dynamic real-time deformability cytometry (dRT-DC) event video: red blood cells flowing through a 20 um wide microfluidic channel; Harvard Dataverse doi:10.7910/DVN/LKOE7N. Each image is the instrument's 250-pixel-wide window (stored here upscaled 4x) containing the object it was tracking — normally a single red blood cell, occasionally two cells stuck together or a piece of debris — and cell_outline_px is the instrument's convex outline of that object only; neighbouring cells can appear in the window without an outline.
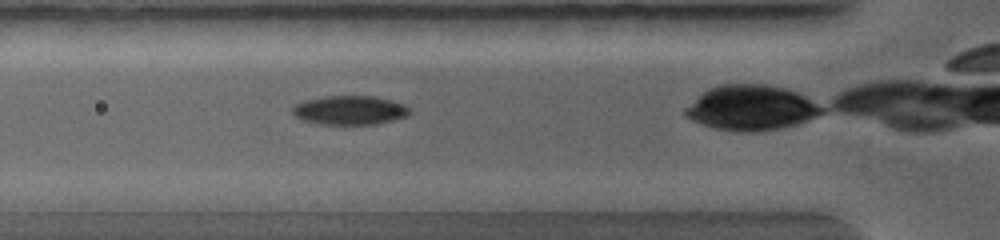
{"species": "common noctule bat (a hibernating species)", "species_latin": "Nyctalus noctula", "temperature_condition": "warm", "stored_images_in_passage": 12, "camera_frame_rate_fps": 5000, "um_per_image_px": 0.085, "animal": {"sex": "female", "body_mass_g": 19.0, "forearm_length_mm": 56.7}, "frame": {"image": 1, "passage_image": 3, "time_ms": 0.8, "image_size_px": [1000, 240], "cell_outline_px": [[408, 112], [404, 116], [372, 124], [328, 124], [304, 120], [296, 116], [292, 112], [292, 108], [296, 104], [304, 100], [324, 96], [376, 96], [392, 100], [404, 104], [408, 108]], "centroid_in_image_um": [29.69, 9.34], "position_along_channel_um": 96.1, "area_um2": 19.31}}
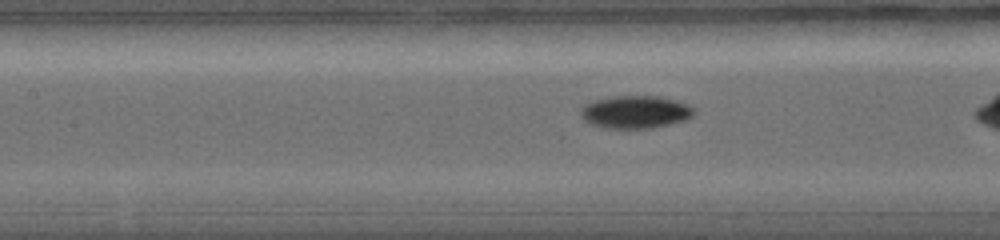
{"frame": {"image": 2, "passage_image": 6, "time_ms": 1.8, "image_size_px": [1000, 240], "cell_outline_px": [[696, 108], [692, 116], [680, 120], [664, 124], [644, 128], [612, 128], [596, 124], [588, 120], [580, 112], [580, 108], [584, 104], [596, 100], [612, 96], [660, 96], [676, 100], [688, 104]], "centroid_in_image_um": [54.04, 9.47], "position_along_channel_um": 153.4, "area_um2": 20.87}}